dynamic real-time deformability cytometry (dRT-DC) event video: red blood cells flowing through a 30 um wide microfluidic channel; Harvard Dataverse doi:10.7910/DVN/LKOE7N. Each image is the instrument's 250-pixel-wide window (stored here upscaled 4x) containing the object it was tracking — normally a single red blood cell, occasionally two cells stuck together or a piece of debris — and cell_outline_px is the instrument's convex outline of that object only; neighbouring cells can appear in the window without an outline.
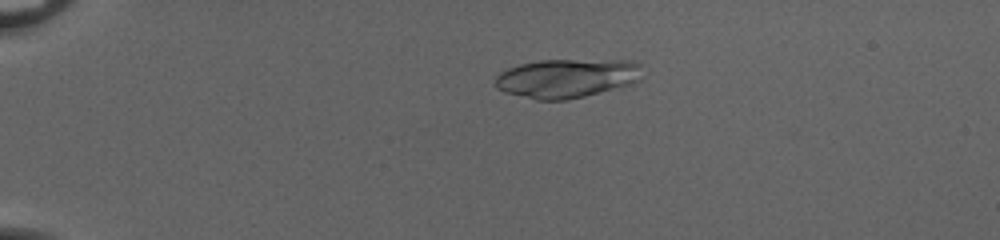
{"species": "common noctule bat (a hibernating species)", "species_latin": "Nyctalus noctula", "temperature_condition": "cold", "stored_images_in_passage": 54, "camera_frame_rate_fps": 3000, "um_per_image_px": 0.085, "animal": {"sex": "female", "body_mass_g": 20.0, "forearm_length_mm": 54.0}, "frame": {"image": 1, "passage_image": 14, "time_ms": 4.333, "image_size_px": [1000, 240], "cell_outline_px": [[640, 80], [632, 84], [568, 100], [536, 100], [504, 92], [496, 88], [496, 76], [500, 72], [508, 68], [520, 64], [540, 60], [632, 60], [640, 64]], "centroid_in_image_um": [48.17, 6.65], "position_along_channel_um": 36.8, "area_um2": 33.47}}
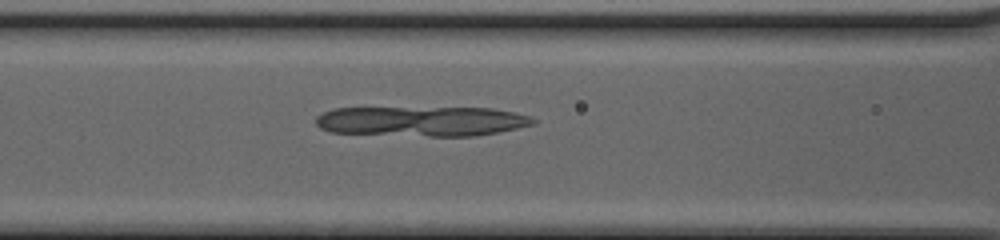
{"frame": {"image": 2, "passage_image": 26, "time_ms": 8.333, "image_size_px": [1000, 240], "cell_outline_px": [[536, 124], [500, 132], [476, 136], [428, 136], [332, 132], [320, 128], [316, 124], [316, 116], [332, 108], [492, 108], [516, 112], [532, 116], [536, 120]], "centroid_in_image_um": [35.92, 10.3], "position_along_channel_um": 130.7, "area_um2": 38.09}}